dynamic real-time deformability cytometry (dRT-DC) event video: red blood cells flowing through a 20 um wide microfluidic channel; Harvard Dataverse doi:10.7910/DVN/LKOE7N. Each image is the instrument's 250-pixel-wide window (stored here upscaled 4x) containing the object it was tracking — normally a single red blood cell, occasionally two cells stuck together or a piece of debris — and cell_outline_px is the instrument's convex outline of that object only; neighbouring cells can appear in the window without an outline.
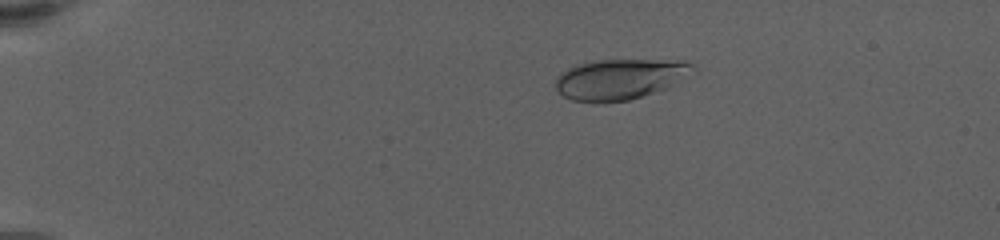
{"species": "human", "species_latin": "Homo sapiens", "temperature_condition": "warm", "stored_images_in_passage": 26, "camera_frame_rate_fps": 3000, "um_per_image_px": 0.085, "donor": {"sex": "female"}, "frame": {"image": 1, "passage_image": 11, "time_ms": 2.333, "image_size_px": [1000, 240], "cell_outline_px": [[696, 72], [668, 88], [628, 100], [572, 100], [564, 96], [556, 88], [556, 80], [568, 68], [576, 64], [596, 60], [652, 60], [692, 64], [696, 68]], "centroid_in_image_um": [52.73, 6.7], "position_along_channel_um": 32.3, "area_um2": 31.5}}